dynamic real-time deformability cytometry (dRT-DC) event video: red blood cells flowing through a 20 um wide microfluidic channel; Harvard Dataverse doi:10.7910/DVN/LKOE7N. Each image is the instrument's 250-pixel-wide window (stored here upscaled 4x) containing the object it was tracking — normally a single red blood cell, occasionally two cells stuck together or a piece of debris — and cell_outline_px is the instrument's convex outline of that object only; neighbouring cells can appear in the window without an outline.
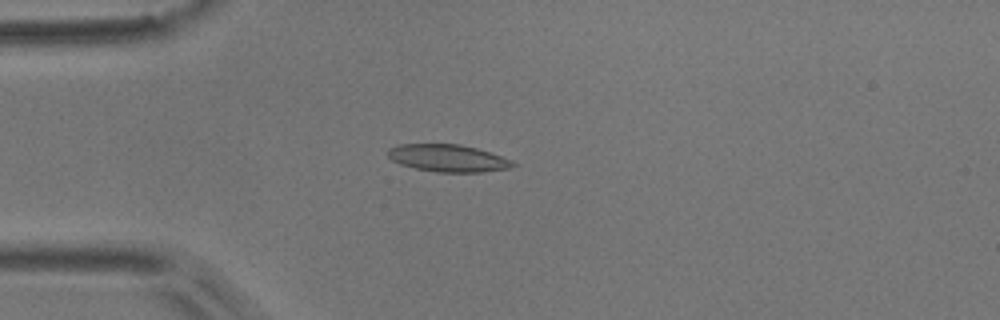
{"species": "common noctule bat (a hibernating species)", "species_latin": "Nyctalus noctula", "temperature_condition": "room temperature", "stored_images_in_passage": 1, "camera_frame_rate_fps": 3000, "um_per_image_px": 0.085, "animal": {"sex": "male", "body_mass_g": 17.9}, "frame": {"image": 1, "passage_image": 1, "time_ms": 0.0, "image_size_px": [1000, 320], "cell_outline_px": [[516, 164], [508, 168], [480, 172], [436, 172], [416, 168], [400, 164], [392, 160], [388, 156], [388, 148], [400, 144], [460, 144], [476, 148], [512, 160]], "centroid_in_image_um": [38.04, 13.44], "position_along_channel_um": 47.0, "area_um2": 19.65}}